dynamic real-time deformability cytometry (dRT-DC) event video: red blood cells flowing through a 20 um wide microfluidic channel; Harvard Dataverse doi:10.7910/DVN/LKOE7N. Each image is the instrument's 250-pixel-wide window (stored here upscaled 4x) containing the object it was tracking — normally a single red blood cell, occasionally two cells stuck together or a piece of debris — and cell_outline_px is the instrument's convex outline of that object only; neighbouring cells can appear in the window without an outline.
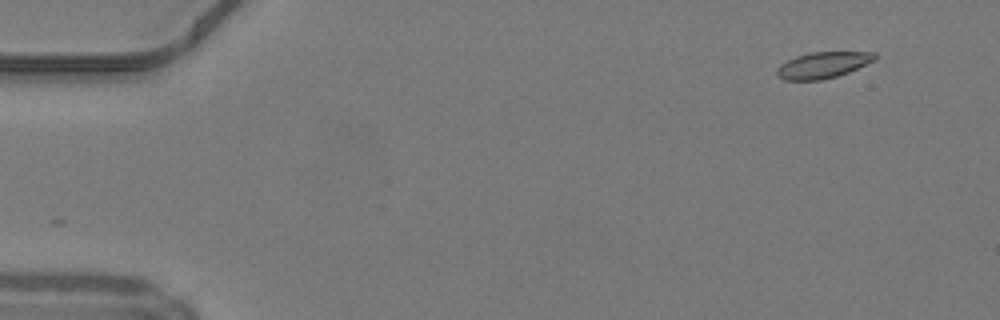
{"species": "common noctule bat (a hibernating species)", "species_latin": "Nyctalus noctula", "temperature_condition": "warm", "stored_images_in_passage": 10, "camera_frame_rate_fps": 3000, "um_per_image_px": 0.085, "animal": {"sex": "male", "body_mass_g": 19.2, "forearm_length_mm": 51.8}, "frame": {"image": 1, "passage_image": 2, "time_ms": 0.333, "image_size_px": [1000, 320], "cell_outline_px": [[880, 56], [876, 60], [848, 72], [836, 76], [820, 80], [784, 80], [776, 76], [776, 68], [780, 64], [796, 56], [808, 52], [876, 52]], "centroid_in_image_um": [69.95, 5.52], "position_along_channel_um": 15.0, "area_um2": 15.14}}